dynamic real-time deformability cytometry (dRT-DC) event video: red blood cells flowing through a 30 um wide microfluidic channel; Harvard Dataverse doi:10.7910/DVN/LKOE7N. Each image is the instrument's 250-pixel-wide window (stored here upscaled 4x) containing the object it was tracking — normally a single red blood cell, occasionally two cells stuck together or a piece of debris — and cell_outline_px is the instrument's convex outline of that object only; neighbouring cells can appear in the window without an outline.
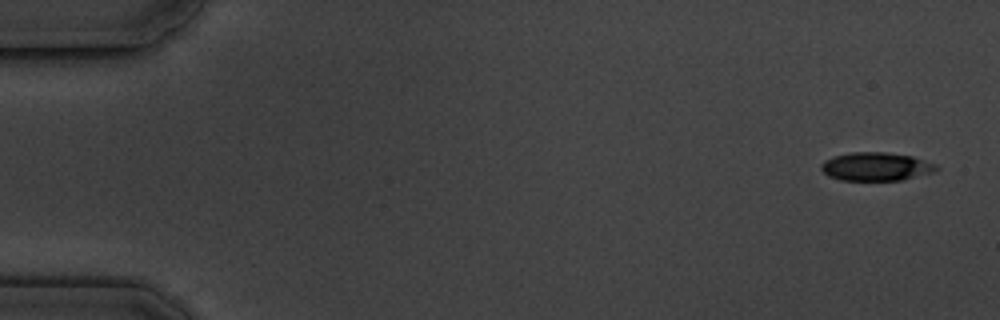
{"species": "common noctule bat (a hibernating species)", "species_latin": "Nyctalus noctula", "temperature_condition": "cold", "stored_images_in_passage": 5, "camera_frame_rate_fps": 3000, "um_per_image_px": 0.085, "animal": {"sex": "male", "body_mass_g": 19.5, "forearm_length_mm": 54.6}, "frame": {"image": 1, "passage_image": 1, "time_ms": 0.0, "image_size_px": [1000, 320], "cell_outline_px": [[940, 168], [932, 172], [900, 180], [840, 180], [828, 176], [820, 168], [820, 164], [824, 160], [832, 156], [852, 152], [884, 152], [912, 156], [936, 164]], "centroid_in_image_um": [74.42, 14.15], "position_along_channel_um": 10.6, "area_um2": 19.02}}
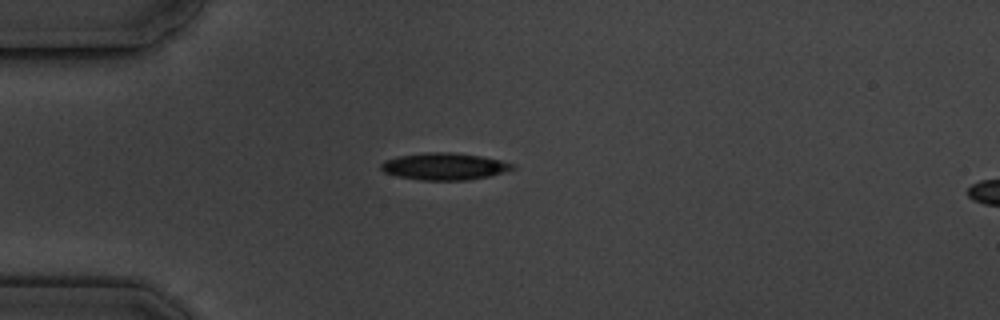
{"frame": {"image": 2, "passage_image": 4, "time_ms": 4.333, "image_size_px": [1000, 320], "cell_outline_px": [[516, 168], [488, 176], [468, 180], [420, 180], [400, 176], [384, 172], [380, 168], [380, 164], [384, 160], [396, 156], [424, 152], [452, 152], [480, 156], [500, 160], [512, 164]], "centroid_in_image_um": [37.72, 14.13], "position_along_channel_um": 47.3, "area_um2": 20.58}}